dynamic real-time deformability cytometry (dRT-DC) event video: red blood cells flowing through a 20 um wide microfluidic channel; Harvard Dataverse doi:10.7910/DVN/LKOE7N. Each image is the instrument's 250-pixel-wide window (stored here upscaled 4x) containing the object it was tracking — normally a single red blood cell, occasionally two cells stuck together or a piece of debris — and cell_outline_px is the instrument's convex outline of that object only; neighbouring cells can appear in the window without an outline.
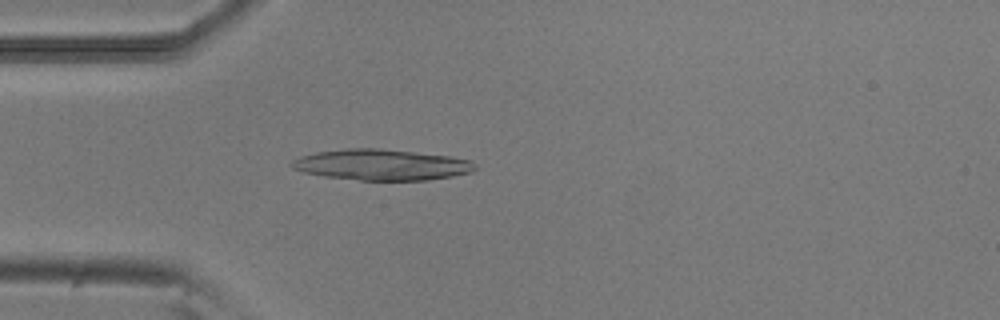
{"species": "common noctule bat (a hibernating species)", "species_latin": "Nyctalus noctula", "temperature_condition": "room temperature", "stored_images_in_passage": 50, "camera_frame_rate_fps": 3000, "um_per_image_px": 0.085, "animal": {"sex": "male", "body_mass_g": 20.5, "forearm_length_mm": 52.5}, "frame": {"image": 1, "passage_image": 13, "time_ms": 4.0, "image_size_px": [1000, 320], "cell_outline_px": [[476, 168], [472, 172], [452, 176], [428, 180], [360, 180], [324, 176], [304, 172], [292, 168], [288, 164], [292, 160], [300, 156], [316, 152], [344, 148], [376, 148], [448, 156], [472, 160], [476, 164]], "centroid_in_image_um": [32.41, 14.0], "position_along_channel_um": 52.6, "area_um2": 33.0}}
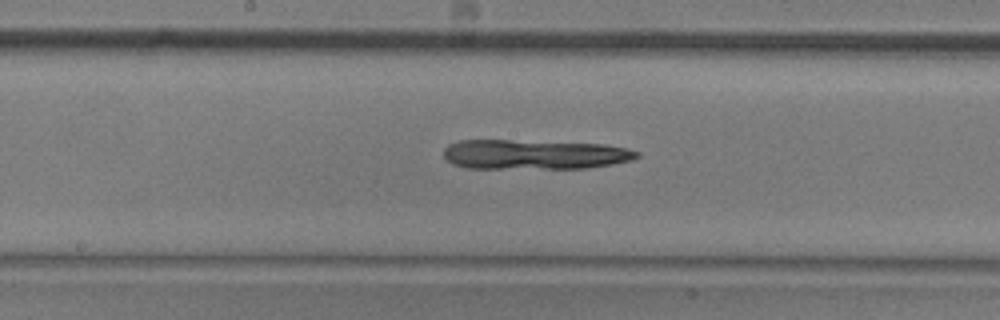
{"frame": {"image": 2, "passage_image": 25, "time_ms": 8.0, "image_size_px": [1000, 320], "cell_outline_px": [[640, 156], [632, 160], [612, 164], [588, 168], [464, 168], [452, 164], [444, 156], [444, 148], [448, 144], [456, 140], [508, 140], [604, 144], [628, 148], [640, 152]], "centroid_in_image_um": [45.41, 13.13], "position_along_channel_um": 202.8, "area_um2": 33.64}}
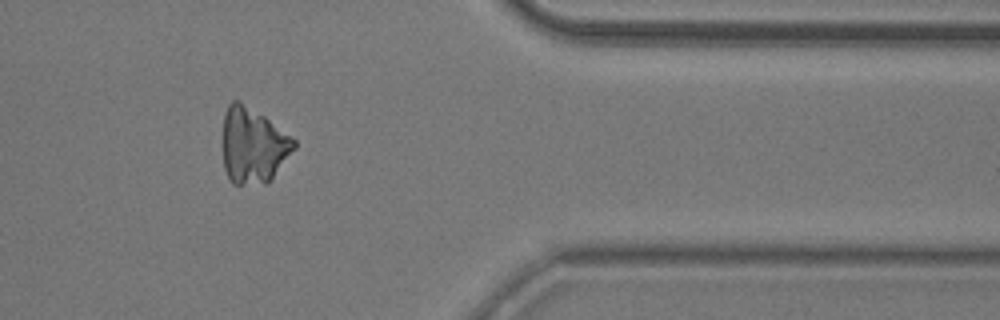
{"frame": {"image": 3, "passage_image": 41, "time_ms": 13.333, "image_size_px": [1000, 320], "cell_outline_px": [[296, 148], [272, 180], [268, 184], [232, 184], [224, 168], [224, 112], [228, 104], [232, 100], [240, 100], [264, 116], [292, 136], [296, 140]], "centroid_in_image_um": [21.55, 12.37], "position_along_channel_um": 389.9, "area_um2": 31.67}}